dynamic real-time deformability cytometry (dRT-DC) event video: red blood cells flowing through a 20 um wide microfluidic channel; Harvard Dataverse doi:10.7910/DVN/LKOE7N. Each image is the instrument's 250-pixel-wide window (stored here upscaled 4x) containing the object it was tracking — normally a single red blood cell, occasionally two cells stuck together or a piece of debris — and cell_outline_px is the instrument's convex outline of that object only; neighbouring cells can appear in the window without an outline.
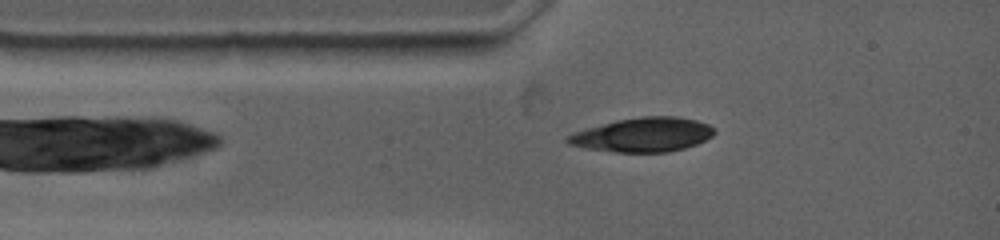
{"species": "common noctule bat (a hibernating species)", "species_latin": "Nyctalus noctula", "temperature_condition": "warm", "stored_images_in_passage": 29, "camera_frame_rate_fps": 4500, "um_per_image_px": 0.085, "animal": {"sex": "female", "body_mass_g": 19.0, "forearm_length_mm": 53.3}, "frame": {"image": 1, "passage_image": 5, "time_ms": 1.556, "image_size_px": [1000, 240], "cell_outline_px": [[716, 132], [712, 136], [696, 144], [684, 148], [668, 152], [616, 152], [584, 148], [568, 144], [564, 140], [564, 136], [588, 128], [616, 120], [640, 116], [676, 116], [696, 120], [708, 124], [716, 128]], "centroid_in_image_um": [54.65, 11.45], "position_along_channel_um": 30.4, "area_um2": 29.3}}
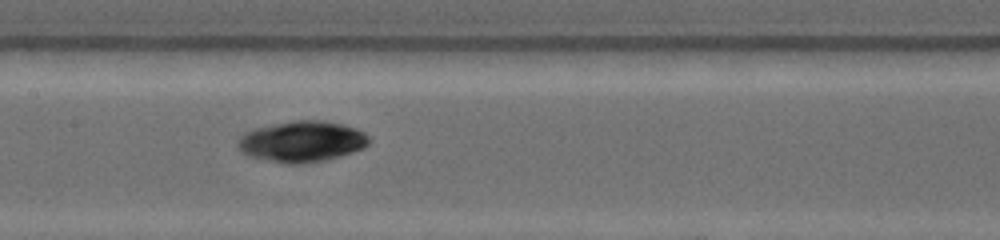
{"frame": {"image": 2, "passage_image": 16, "time_ms": 5.778, "image_size_px": [1000, 240], "cell_outline_px": [[368, 144], [364, 148], [352, 152], [320, 160], [292, 164], [288, 164], [248, 156], [240, 152], [236, 144], [236, 140], [244, 132], [256, 128], [296, 120], [320, 120], [344, 124], [356, 128], [364, 132], [368, 136]], "centroid_in_image_um": [25.62, 12.01], "position_along_channel_um": 181.8, "area_um2": 30.98}}
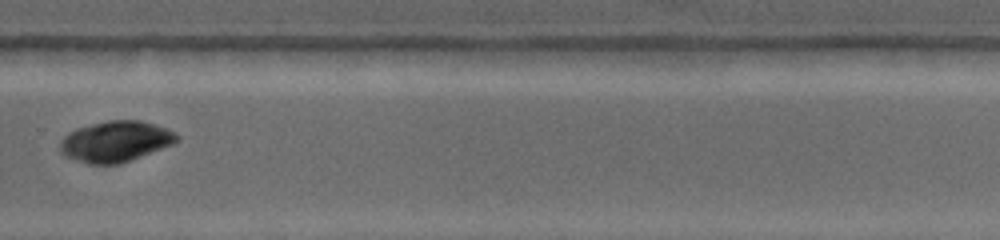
{"frame": {"image": 3, "passage_image": 26, "time_ms": 9.556, "image_size_px": [1000, 240], "cell_outline_px": [[180, 140], [172, 144], [120, 164], [88, 164], [64, 156], [60, 152], [60, 140], [68, 132], [76, 128], [108, 120], [140, 120], [168, 128], [176, 132], [180, 136]], "centroid_in_image_um": [9.82, 12.02], "position_along_channel_um": 320.0, "area_um2": 27.92}}